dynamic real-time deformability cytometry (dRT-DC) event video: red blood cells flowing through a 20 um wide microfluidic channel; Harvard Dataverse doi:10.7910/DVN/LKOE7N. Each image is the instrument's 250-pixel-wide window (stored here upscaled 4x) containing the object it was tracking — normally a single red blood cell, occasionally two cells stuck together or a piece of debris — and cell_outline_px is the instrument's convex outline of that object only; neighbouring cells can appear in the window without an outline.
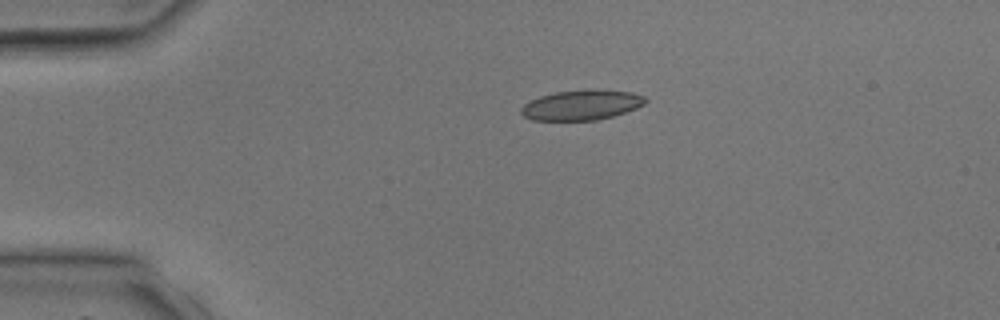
{"species": "common noctule bat (a hibernating species)", "species_latin": "Nyctalus noctula", "temperature_condition": "room temperature", "stored_images_in_passage": 4, "camera_frame_rate_fps": 3000, "um_per_image_px": 0.085, "animal": {"sex": "male", "body_mass_g": 17.9, "forearm_length_mm": 54.2}, "frame": {"image": 1, "passage_image": 3, "time_ms": 2.333, "image_size_px": [1000, 320], "cell_outline_px": [[648, 100], [644, 104], [636, 108], [612, 116], [596, 120], [532, 120], [524, 116], [520, 112], [520, 108], [524, 104], [540, 96], [556, 92], [584, 88], [592, 88], [632, 92], [644, 96]], "centroid_in_image_um": [49.44, 8.9], "position_along_channel_um": 35.6, "area_um2": 21.96}}